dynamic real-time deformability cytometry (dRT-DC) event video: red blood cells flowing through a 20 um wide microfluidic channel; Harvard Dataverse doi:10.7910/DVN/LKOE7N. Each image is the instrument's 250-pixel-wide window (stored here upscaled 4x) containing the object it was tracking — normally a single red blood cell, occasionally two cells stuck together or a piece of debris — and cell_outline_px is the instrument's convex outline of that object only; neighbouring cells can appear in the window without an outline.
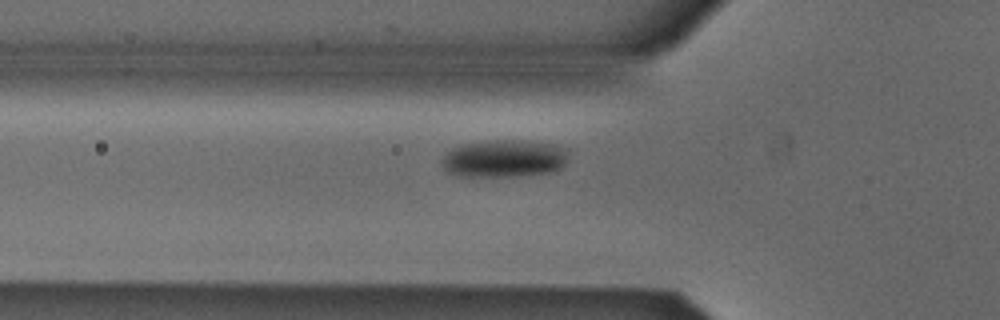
{"species": "Egyptian fruit bat (a non-hibernating species)", "species_latin": "Rousettus aegyptiacus", "temperature_condition": "cold", "stored_images_in_passage": 35, "camera_frame_rate_fps": 3000, "um_per_image_px": 0.085, "animal": {"sex": "male"}, "frame": {"image": 1, "passage_image": 5, "time_ms": 1.333, "image_size_px": [1000, 320], "cell_outline_px": [[568, 152], [564, 164], [560, 168], [548, 172], [508, 176], [456, 176], [448, 172], [444, 168], [440, 160], [452, 148], [460, 144], [488, 140], [524, 140], [556, 144]], "centroid_in_image_um": [42.8, 13.45], "position_along_channel_um": 83.0, "area_um2": 27.63}}
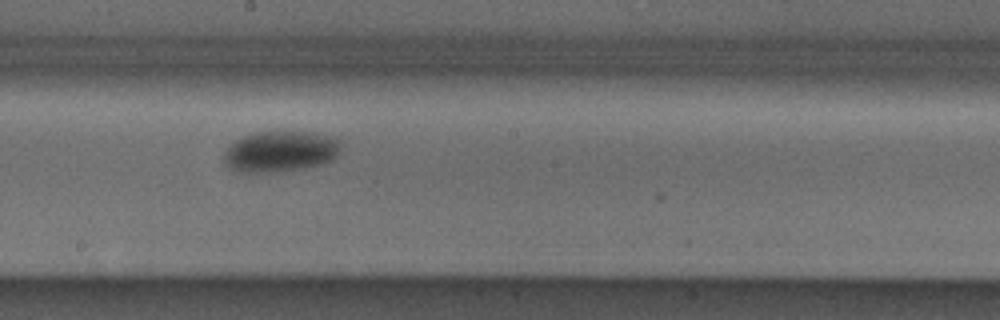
{"frame": {"image": 2, "passage_image": 16, "time_ms": 5.0, "image_size_px": [1000, 320], "cell_outline_px": [[340, 152], [332, 160], [320, 164], [304, 168], [280, 172], [236, 172], [228, 168], [224, 164], [224, 152], [236, 140], [252, 132], [312, 132], [340, 140]], "centroid_in_image_um": [23.8, 12.89], "position_along_channel_um": 224.4, "area_um2": 27.92}}
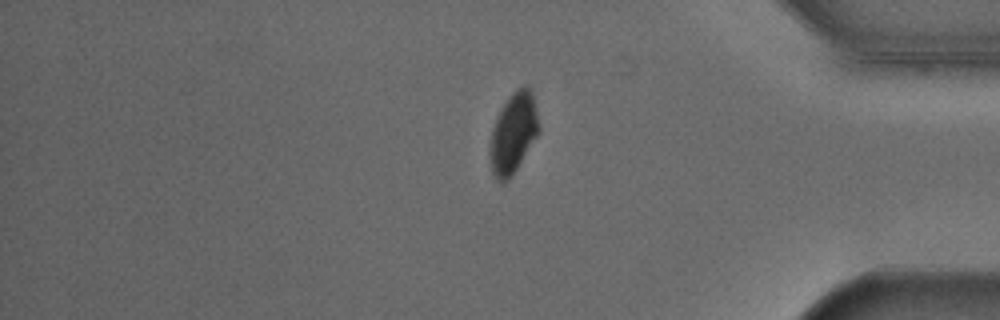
{"frame": {"image": 3, "passage_image": 31, "time_ms": 10.0, "image_size_px": [1000, 320], "cell_outline_px": [[540, 132], [512, 176], [504, 184], [496, 180], [492, 172], [488, 152], [492, 128], [496, 116], [500, 108], [508, 96], [516, 88], [524, 84], [532, 92], [540, 128]], "centroid_in_image_um": [43.61, 11.33], "position_along_channel_um": 391.6, "area_um2": 23.41}}